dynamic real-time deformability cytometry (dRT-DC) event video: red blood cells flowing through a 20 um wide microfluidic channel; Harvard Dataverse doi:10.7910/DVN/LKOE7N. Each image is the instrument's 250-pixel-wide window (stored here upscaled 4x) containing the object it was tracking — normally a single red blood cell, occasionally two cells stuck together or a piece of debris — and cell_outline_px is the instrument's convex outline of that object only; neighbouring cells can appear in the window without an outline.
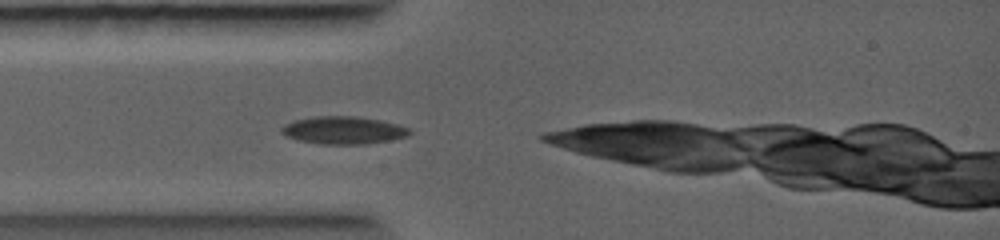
{"species": "common noctule bat (a hibernating species)", "species_latin": "Nyctalus noctula", "temperature_condition": "warm", "stored_images_in_passage": 5, "camera_frame_rate_fps": 5000, "um_per_image_px": 0.085, "animal": {"sex": "female", "body_mass_g": 19.0, "forearm_length_mm": 56.7}, "frame": {"image": 1, "passage_image": 1, "time_ms": 0.0, "image_size_px": [1000, 240], "cell_outline_px": [[412, 132], [408, 136], [392, 140], [364, 144], [320, 144], [296, 140], [284, 136], [280, 132], [280, 128], [284, 124], [292, 120], [312, 116], [356, 116], [380, 120], [396, 124], [408, 128]], "centroid_in_image_um": [29.13, 11.07], "position_along_channel_um": 55.9, "area_um2": 20.92}}